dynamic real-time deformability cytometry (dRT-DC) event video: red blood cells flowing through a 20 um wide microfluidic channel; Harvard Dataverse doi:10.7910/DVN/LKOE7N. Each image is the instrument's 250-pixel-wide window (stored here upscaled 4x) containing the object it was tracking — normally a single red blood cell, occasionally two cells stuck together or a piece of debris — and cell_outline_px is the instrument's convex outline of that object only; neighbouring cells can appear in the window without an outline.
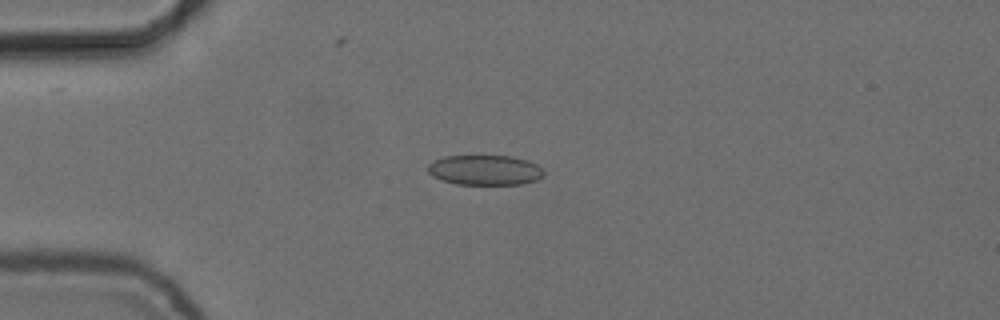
{"species": "common noctule bat (a hibernating species)", "species_latin": "Nyctalus noctula", "temperature_condition": "cold", "stored_images_in_passage": 52, "camera_frame_rate_fps": 3000, "um_per_image_px": 0.085, "animal": {"sex": "female", "body_mass_g": 24.6, "forearm_length_mm": 56.2}, "frame": {"image": 1, "passage_image": 11, "time_ms": 3.333, "image_size_px": [1000, 320], "cell_outline_px": [[544, 176], [536, 180], [520, 184], [456, 184], [440, 180], [432, 176], [428, 172], [428, 164], [444, 156], [512, 156], [528, 160], [536, 164], [544, 172]], "centroid_in_image_um": [41.21, 14.46], "position_along_channel_um": 43.8, "area_um2": 20.29}}
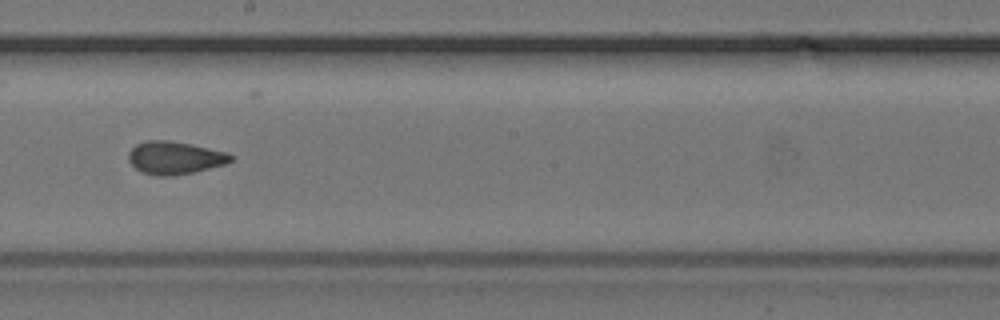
{"frame": {"image": 2, "passage_image": 28, "time_ms": 9.0, "image_size_px": [1000, 320], "cell_outline_px": [[232, 160], [224, 164], [192, 172], [172, 176], [156, 176], [144, 172], [136, 168], [128, 160], [128, 152], [136, 144], [148, 140], [168, 140], [192, 144], [228, 152], [232, 156]], "centroid_in_image_um": [14.84, 13.4], "position_along_channel_um": 233.4, "area_um2": 19.42}}
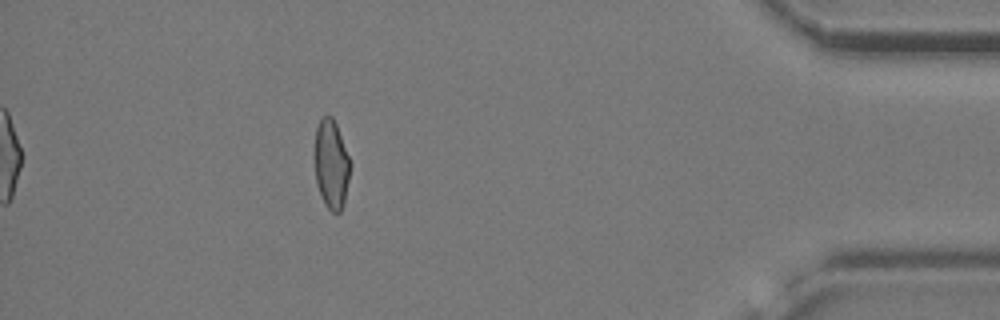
{"frame": {"image": 3, "passage_image": 46, "time_ms": 15.0, "image_size_px": [1000, 320], "cell_outline_px": [[352, 164], [344, 204], [340, 212], [332, 212], [324, 204], [316, 184], [316, 128], [320, 116], [332, 116], [336, 124]], "centroid_in_image_um": [28.19, 13.98], "position_along_channel_um": 407.0, "area_um2": 18.44}, "authors_computed_cell_mechanics": {"area_um2": 19.4497, "velocity_mm_per_s": 3.7529, "shape_relaxation_time_tau1_ms": 8.4598, "shape_relaxation_time_tau2_ms": 2.4828, "deformation_change_tau1": 0.1655, "deformation_change_tau2": 0.0728}}